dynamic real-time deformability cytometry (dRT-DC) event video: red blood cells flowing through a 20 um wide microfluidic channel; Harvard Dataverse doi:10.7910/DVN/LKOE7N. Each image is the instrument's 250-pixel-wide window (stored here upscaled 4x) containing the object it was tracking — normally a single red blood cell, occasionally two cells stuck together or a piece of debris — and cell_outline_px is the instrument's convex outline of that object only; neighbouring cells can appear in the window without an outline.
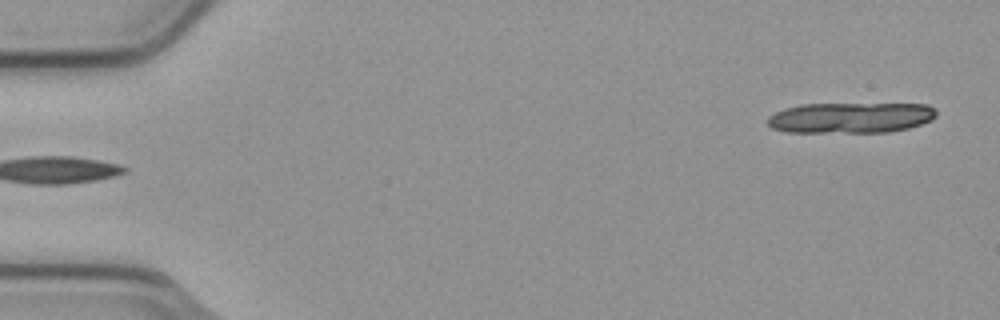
{"species": "common noctule bat (a hibernating species)", "species_latin": "Nyctalus noctula", "temperature_condition": "cold", "stored_images_in_passage": 2, "segment_of_instrument_passage": [2, 2], "camera_frame_rate_fps": 3000, "um_per_image_px": 0.085, "animal": {"sex": "male", "body_mass_g": 23.1, "forearm_length_mm": 52.7}, "frame": {"image": 1, "passage_image": 2, "time_ms": 0.333, "image_size_px": [1000, 320], "cell_outline_px": [[936, 116], [932, 120], [908, 128], [888, 132], [784, 132], [772, 128], [768, 124], [768, 116], [784, 108], [800, 104], [928, 104], [936, 108]], "centroid_in_image_um": [72.31, 10.0], "position_along_channel_um": 12.7, "area_um2": 30.29}}